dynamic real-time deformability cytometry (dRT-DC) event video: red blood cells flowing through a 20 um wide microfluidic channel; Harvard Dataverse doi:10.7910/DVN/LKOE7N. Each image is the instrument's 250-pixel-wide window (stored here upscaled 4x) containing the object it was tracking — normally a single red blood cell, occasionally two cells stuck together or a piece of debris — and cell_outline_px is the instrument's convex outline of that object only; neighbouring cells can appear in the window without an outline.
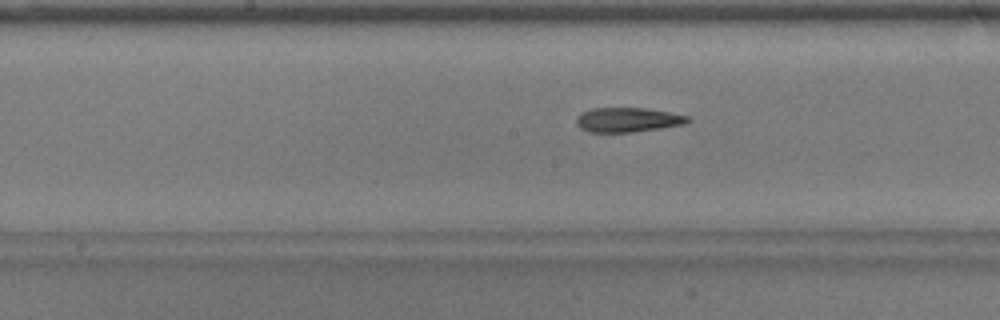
{"species": "common noctule bat (a hibernating species)", "species_latin": "Nyctalus noctula", "temperature_condition": "warm", "stored_images_in_passage": 38, "camera_frame_rate_fps": 3000, "um_per_image_px": 0.085, "animal": {"sex": "male", "body_mass_g": 17.9}, "frame": {"image": 1, "passage_image": 13, "time_ms": 4.0, "image_size_px": [1000, 320], "cell_outline_px": [[692, 120], [684, 124], [660, 128], [632, 132], [588, 132], [580, 128], [576, 124], [576, 116], [580, 112], [592, 108], [644, 108], [668, 112], [688, 116]], "centroid_in_image_um": [53.31, 10.18], "position_along_channel_um": 194.9, "area_um2": 15.95}}
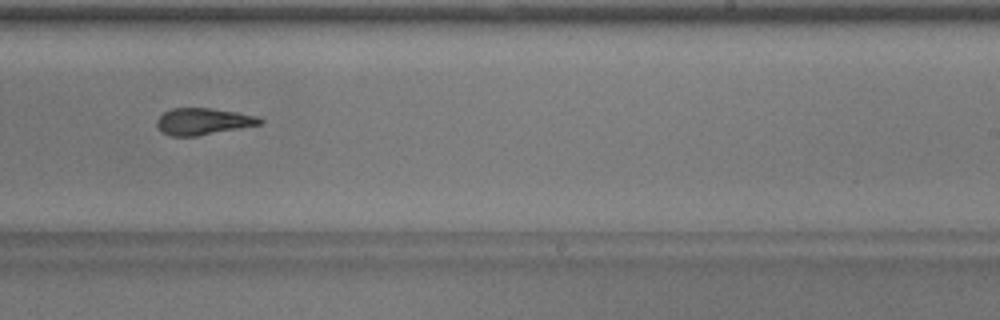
{"frame": {"image": 2, "passage_image": 19, "time_ms": 6.0, "image_size_px": [1000, 320], "cell_outline_px": [[264, 124], [196, 136], [172, 136], [160, 132], [156, 124], [156, 120], [164, 112], [172, 108], [212, 108], [236, 112], [256, 116], [264, 120]], "centroid_in_image_um": [17.26, 10.32], "position_along_channel_um": 271.7, "area_um2": 16.13}}
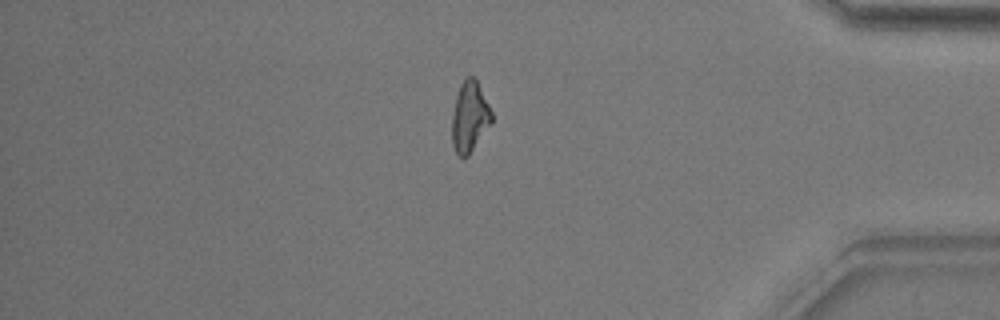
{"frame": {"image": 3, "passage_image": 31, "time_ms": 10.0, "image_size_px": [1000, 320], "cell_outline_px": [[492, 124], [468, 156], [460, 156], [456, 152], [452, 144], [452, 116], [456, 96], [460, 84], [468, 76], [472, 76], [476, 80], [492, 112]], "centroid_in_image_um": [39.92, 9.95], "position_along_channel_um": 395.3, "area_um2": 16.18}}